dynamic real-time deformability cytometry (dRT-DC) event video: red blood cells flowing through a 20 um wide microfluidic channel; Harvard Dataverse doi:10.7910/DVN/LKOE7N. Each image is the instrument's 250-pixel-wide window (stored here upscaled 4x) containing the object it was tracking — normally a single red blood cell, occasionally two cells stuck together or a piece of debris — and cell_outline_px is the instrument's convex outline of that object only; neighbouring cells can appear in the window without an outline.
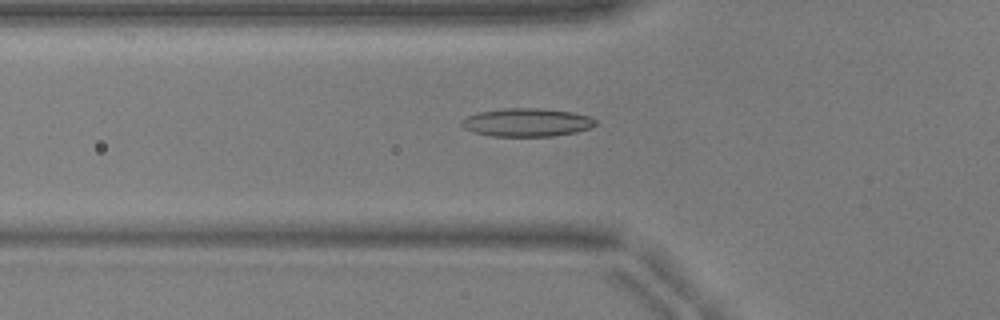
{"species": "common noctule bat (a hibernating species)", "species_latin": "Nyctalus noctula", "temperature_condition": "warm", "stored_images_in_passage": 48, "camera_frame_rate_fps": 3000, "um_per_image_px": 0.085, "animal": {"sex": "male", "body_mass_g": 17.9, "forearm_length_mm": 54.2}, "frame": {"image": 1, "passage_image": 19, "time_ms": 6.0, "image_size_px": [1000, 320], "cell_outline_px": [[596, 124], [588, 128], [576, 132], [552, 136], [492, 136], [476, 132], [464, 128], [460, 124], [460, 120], [468, 116], [480, 112], [504, 108], [544, 108], [572, 112], [588, 116], [596, 120]], "centroid_in_image_um": [44.77, 10.4], "position_along_channel_um": 81.0, "area_um2": 21.91}}
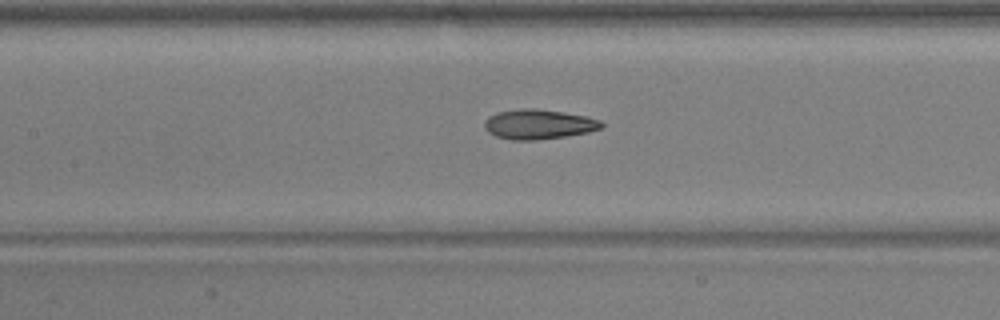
{"frame": {"image": 2, "passage_image": 25, "time_ms": 8.0, "image_size_px": [1000, 320], "cell_outline_px": [[604, 128], [588, 132], [564, 136], [536, 140], [512, 140], [496, 136], [488, 132], [484, 128], [484, 120], [488, 116], [496, 112], [520, 108], [536, 108], [564, 112], [584, 116], [600, 120], [604, 124]], "centroid_in_image_um": [45.75, 10.55], "position_along_channel_um": 161.6, "area_um2": 20.46}}
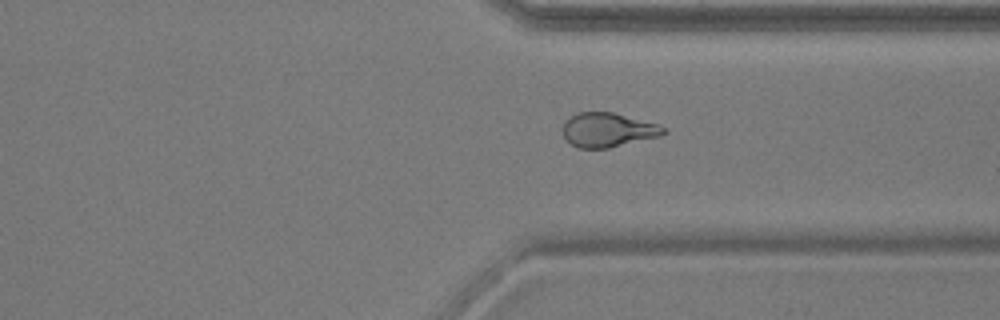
{"frame": {"image": 3, "passage_image": 40, "time_ms": 13.0, "image_size_px": [1000, 320], "cell_outline_px": [[668, 132], [660, 136], [608, 148], [580, 148], [572, 144], [564, 136], [564, 120], [580, 112], [612, 112], [660, 124]], "centroid_in_image_um": [51.71, 11.04], "position_along_channel_um": 359.7, "area_um2": 19.94}}